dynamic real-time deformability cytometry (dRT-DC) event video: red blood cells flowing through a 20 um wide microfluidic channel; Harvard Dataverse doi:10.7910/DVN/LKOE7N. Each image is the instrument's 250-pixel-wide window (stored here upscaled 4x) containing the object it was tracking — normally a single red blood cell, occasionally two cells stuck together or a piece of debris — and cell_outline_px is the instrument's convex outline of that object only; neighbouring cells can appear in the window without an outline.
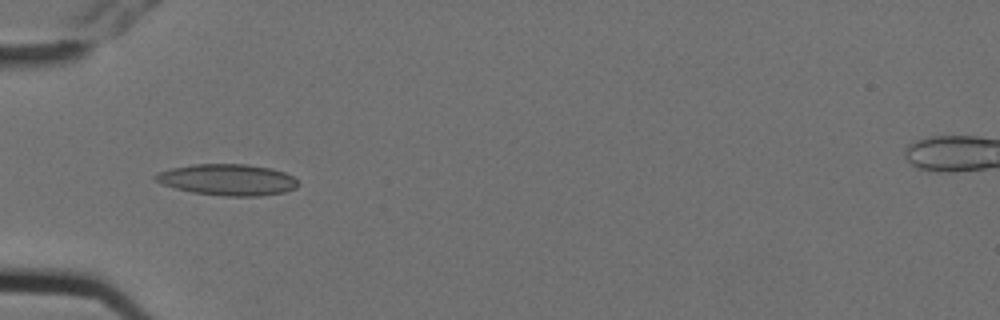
{"species": "Egyptian fruit bat (a non-hibernating species)", "species_latin": "Rousettus aegyptiacus", "temperature_condition": "cold", "stored_images_in_passage": 6, "camera_frame_rate_fps": 3000, "um_per_image_px": 0.085, "animal": {"sex": "female"}, "frame": {"image": 1, "passage_image": 5, "time_ms": 1.333, "image_size_px": [1000, 320], "cell_outline_px": [[300, 184], [296, 188], [284, 192], [260, 196], [224, 196], [192, 192], [176, 188], [164, 184], [156, 180], [152, 176], [156, 172], [172, 168], [192, 164], [248, 164], [272, 168], [284, 172], [292, 176]], "centroid_in_image_um": [19.36, 15.27], "position_along_channel_um": 65.6, "area_um2": 26.07}}
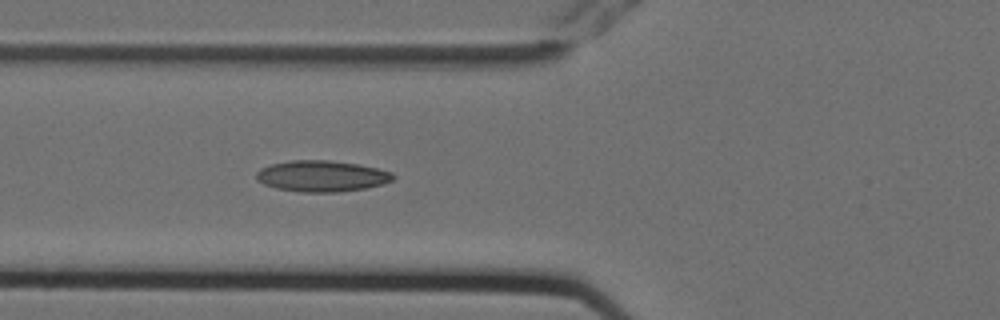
{"frame": {"image": 2, "passage_image": 6, "time_ms": 1.667, "image_size_px": [1000, 320], "cell_outline_px": [[396, 176], [392, 180], [384, 184], [364, 188], [336, 192], [300, 192], [276, 188], [264, 184], [256, 180], [256, 172], [260, 168], [272, 164], [288, 160], [328, 160], [360, 164], [392, 172]], "centroid_in_image_um": [27.34, 14.96], "position_along_channel_um": 98.5, "area_um2": 24.91}}